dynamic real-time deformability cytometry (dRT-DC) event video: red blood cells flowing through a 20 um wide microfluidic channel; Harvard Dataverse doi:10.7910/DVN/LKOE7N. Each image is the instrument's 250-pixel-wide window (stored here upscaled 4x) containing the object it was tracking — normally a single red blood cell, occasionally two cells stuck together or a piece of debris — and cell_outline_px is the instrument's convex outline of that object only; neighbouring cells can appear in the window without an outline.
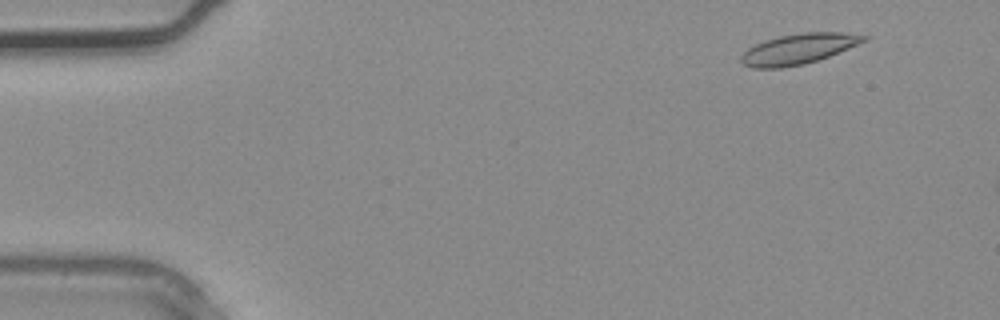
{"species": "common noctule bat (a hibernating species)", "species_latin": "Nyctalus noctula", "temperature_condition": "warm", "stored_images_in_passage": 3, "camera_frame_rate_fps": 3000, "um_per_image_px": 0.085, "animal": {"sex": "male", "body_mass_g": 20.4}, "frame": {"image": 1, "passage_image": 1, "time_ms": 0.0, "image_size_px": [1000, 320], "cell_outline_px": [[872, 36], [868, 40], [828, 56], [804, 64], [780, 68], [752, 68], [744, 64], [740, 60], [740, 56], [748, 48], [764, 40], [780, 36], [804, 32], [844, 32]], "centroid_in_image_um": [67.89, 4.15], "position_along_channel_um": 17.1, "area_um2": 21.68}}